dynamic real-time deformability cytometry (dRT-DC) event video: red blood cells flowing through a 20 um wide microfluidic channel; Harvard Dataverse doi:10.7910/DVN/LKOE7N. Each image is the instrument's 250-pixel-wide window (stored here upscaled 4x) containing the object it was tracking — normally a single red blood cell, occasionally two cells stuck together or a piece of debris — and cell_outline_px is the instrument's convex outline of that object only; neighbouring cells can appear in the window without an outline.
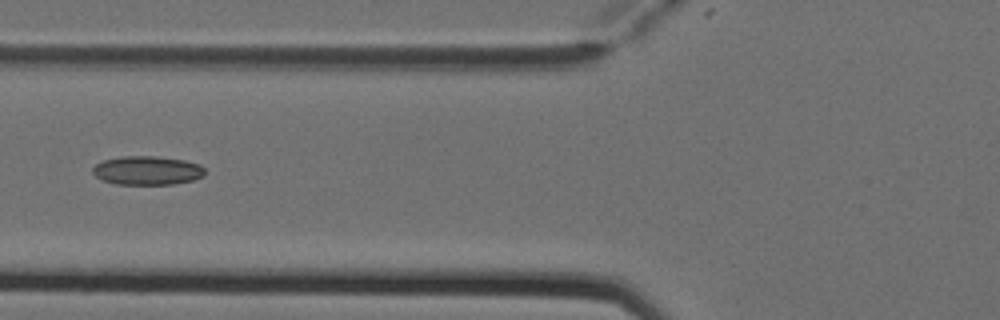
{"species": "Egyptian fruit bat (a non-hibernating species)", "species_latin": "Rousettus aegyptiacus", "temperature_condition": "cold", "stored_images_in_passage": 6, "camera_frame_rate_fps": 3000, "um_per_image_px": 0.085, "animal": {"sex": "female"}, "frame": {"image": 1, "passage_image": 5, "time_ms": 1.333, "image_size_px": [1000, 320], "cell_outline_px": [[204, 176], [192, 180], [172, 184], [116, 184], [100, 180], [92, 172], [92, 168], [96, 164], [104, 160], [124, 156], [156, 156], [184, 160], [200, 164], [204, 168]], "centroid_in_image_um": [12.5, 14.49], "position_along_channel_um": 113.3, "area_um2": 18.84}}
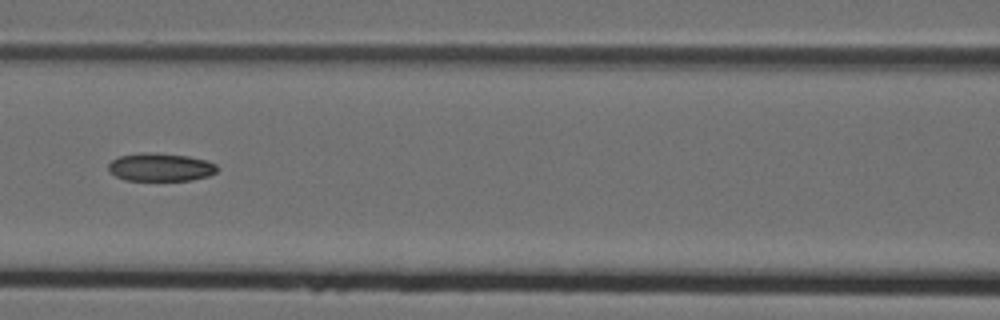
{"frame": {"image": 2, "passage_image": 6, "time_ms": 1.667, "image_size_px": [1000, 320], "cell_outline_px": [[216, 172], [208, 176], [192, 180], [124, 180], [108, 172], [108, 164], [112, 160], [120, 156], [140, 152], [152, 152], [188, 156], [204, 160], [216, 164]], "centroid_in_image_um": [13.6, 14.21], "position_along_channel_um": 153.0, "area_um2": 17.8}}